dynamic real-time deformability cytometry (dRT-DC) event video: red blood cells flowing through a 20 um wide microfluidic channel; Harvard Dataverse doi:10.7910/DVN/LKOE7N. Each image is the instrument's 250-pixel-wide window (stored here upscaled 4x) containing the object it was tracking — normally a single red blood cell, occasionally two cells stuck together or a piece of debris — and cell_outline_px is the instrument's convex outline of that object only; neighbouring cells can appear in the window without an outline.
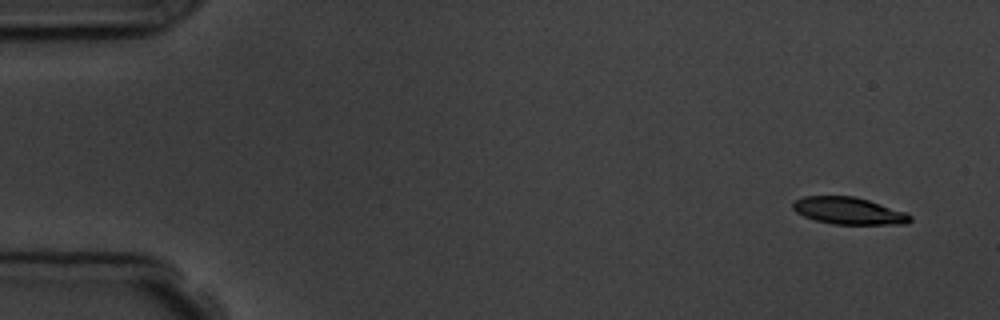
{"species": "common noctule bat (a hibernating species)", "species_latin": "Nyctalus noctula", "temperature_condition": "room temperature", "stored_images_in_passage": 5, "camera_frame_rate_fps": 3000, "um_per_image_px": 0.085, "animal": {"sex": "male", "body_mass_g": 19.5, "forearm_length_mm": 54.6}, "frame": {"image": 1, "passage_image": 1, "time_ms": 0.0, "image_size_px": [1000, 320], "cell_outline_px": [[912, 220], [908, 224], [832, 224], [816, 220], [804, 216], [796, 212], [792, 208], [792, 204], [796, 200], [804, 196], [852, 196], [868, 200], [904, 212], [912, 216]], "centroid_in_image_um": [72.13, 17.92], "position_along_channel_um": 12.9, "area_um2": 18.32}}
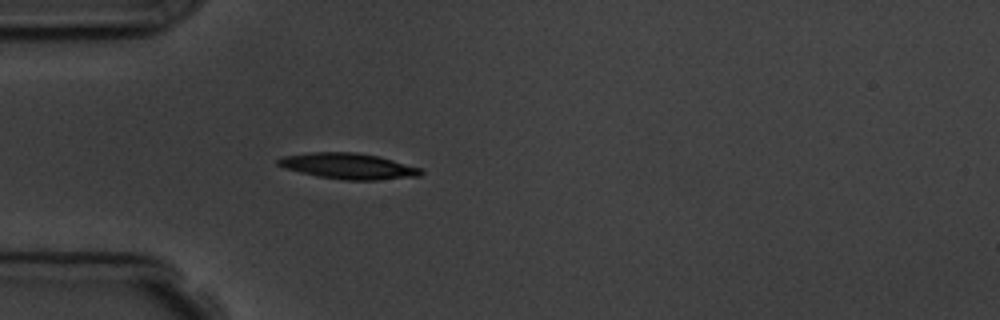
{"frame": {"image": 2, "passage_image": 5, "time_ms": 4.333, "image_size_px": [1000, 320], "cell_outline_px": [[424, 172], [420, 176], [376, 180], [344, 180], [316, 176], [284, 168], [276, 164], [276, 160], [280, 156], [312, 152], [356, 152], [380, 156], [420, 168]], "centroid_in_image_um": [29.57, 14.11], "position_along_channel_um": 55.4, "area_um2": 21.68}}